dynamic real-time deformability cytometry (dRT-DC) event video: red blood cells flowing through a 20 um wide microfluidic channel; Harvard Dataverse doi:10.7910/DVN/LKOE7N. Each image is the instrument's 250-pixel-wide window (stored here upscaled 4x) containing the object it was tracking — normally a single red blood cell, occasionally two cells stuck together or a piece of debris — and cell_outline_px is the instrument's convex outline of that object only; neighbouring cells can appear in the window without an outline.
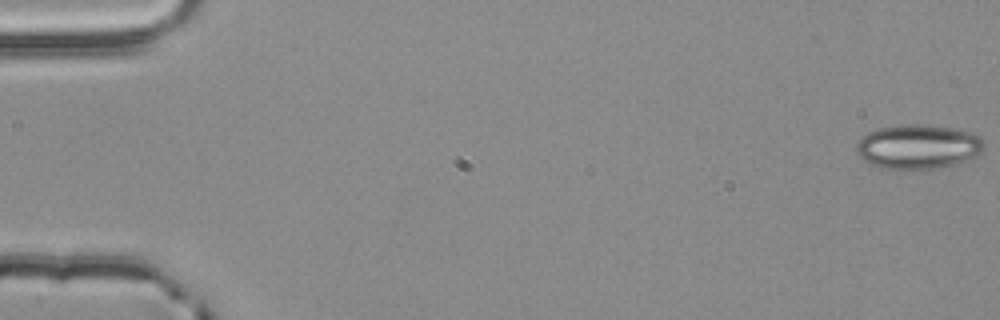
{"species": "common noctule bat (a hibernating species)", "species_latin": "Nyctalus noctula", "temperature_condition": "room temperature", "stored_images_in_passage": 20, "camera_frame_rate_fps": 3000, "um_per_image_px": 0.085, "animal": {"sex": "male", "body_mass_g": 20.4}, "frame": {"image": 1, "passage_image": 1, "time_ms": 0.0, "image_size_px": [1000, 320], "cell_outline_px": [[984, 148], [976, 156], [952, 164], [932, 168], [900, 172], [880, 168], [856, 156], [856, 144], [868, 132], [880, 128], [900, 124], [920, 124], [952, 128], [972, 132], [980, 136], [984, 140]], "centroid_in_image_um": [78.0, 12.49], "position_along_channel_um": 7.0, "area_um2": 33.47}}